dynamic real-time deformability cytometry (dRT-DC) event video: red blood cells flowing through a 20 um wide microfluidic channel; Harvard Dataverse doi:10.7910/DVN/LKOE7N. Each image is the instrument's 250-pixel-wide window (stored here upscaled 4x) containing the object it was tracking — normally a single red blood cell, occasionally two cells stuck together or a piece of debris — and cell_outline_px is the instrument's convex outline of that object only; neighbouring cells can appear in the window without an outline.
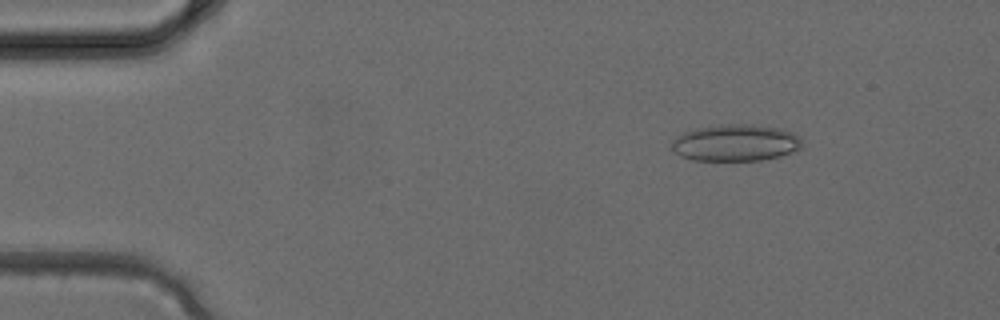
{"species": "common noctule bat (a hibernating species)", "species_latin": "Nyctalus noctula", "temperature_condition": "cold", "stored_images_in_passage": 4, "camera_frame_rate_fps": 3000, "um_per_image_px": 0.085, "animal": {"sex": "female", "body_mass_g": 24.6, "forearm_length_mm": 56.2}, "frame": {"image": 1, "passage_image": 2, "time_ms": 0.333, "image_size_px": [1000, 320], "cell_outline_px": [[800, 148], [780, 156], [760, 160], [692, 160], [680, 156], [672, 148], [672, 140], [676, 136], [684, 132], [696, 128], [720, 124], [752, 124], [784, 128], [800, 136]], "centroid_in_image_um": [62.51, 12.12], "position_along_channel_um": 22.5, "area_um2": 27.98}}